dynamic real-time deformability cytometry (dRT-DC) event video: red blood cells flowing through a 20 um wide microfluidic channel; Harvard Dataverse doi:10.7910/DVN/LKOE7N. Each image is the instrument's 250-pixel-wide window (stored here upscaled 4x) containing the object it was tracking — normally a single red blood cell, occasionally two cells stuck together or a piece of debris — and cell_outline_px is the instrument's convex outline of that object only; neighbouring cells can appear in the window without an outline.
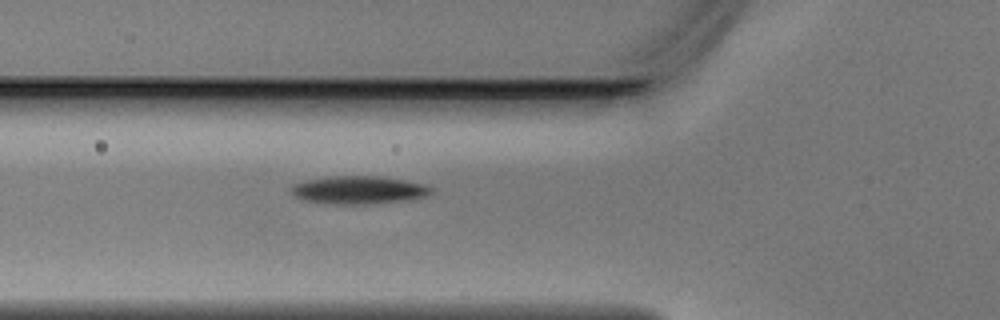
{"species": "Egyptian fruit bat (a non-hibernating species)", "species_latin": "Rousettus aegyptiacus", "temperature_condition": "warm", "stored_images_in_passage": 5, "camera_frame_rate_fps": 3000, "um_per_image_px": 0.085, "animal": {"sex": "male"}, "frame": {"image": 1, "passage_image": 5, "time_ms": 1.333, "image_size_px": [1000, 320], "cell_outline_px": [[432, 192], [424, 196], [404, 200], [364, 204], [336, 204], [304, 200], [288, 192], [288, 188], [292, 184], [308, 180], [328, 176], [376, 176], [404, 180], [424, 184], [432, 188]], "centroid_in_image_um": [30.41, 16.14], "position_along_channel_um": 95.4, "area_um2": 22.6}}